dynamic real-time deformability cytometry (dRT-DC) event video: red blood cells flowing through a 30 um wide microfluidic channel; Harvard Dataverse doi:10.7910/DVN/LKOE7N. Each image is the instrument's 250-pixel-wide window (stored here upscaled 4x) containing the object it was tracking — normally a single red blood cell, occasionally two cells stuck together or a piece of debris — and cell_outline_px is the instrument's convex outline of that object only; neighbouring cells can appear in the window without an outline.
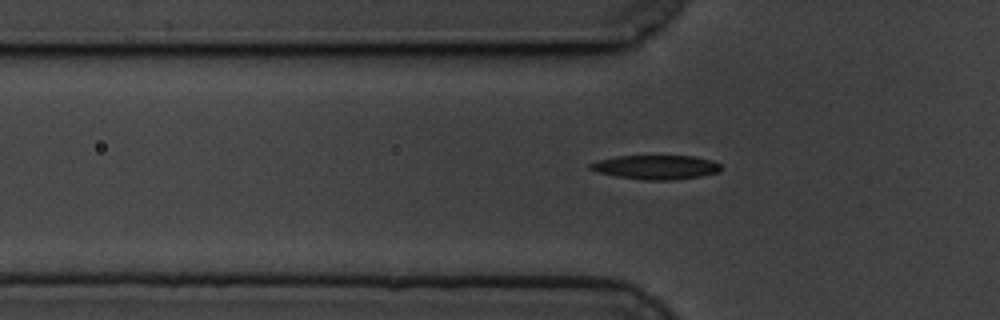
{"species": "common noctule bat (a hibernating species)", "species_latin": "Nyctalus noctula", "temperature_condition": "cold", "stored_images_in_passage": 14, "camera_frame_rate_fps": 3000, "um_per_image_px": 0.085, "animal": {"sex": "male", "body_mass_g": 19.5, "forearm_length_mm": 54.6}, "frame": {"image": 1, "passage_image": 10, "time_ms": 3.0, "image_size_px": [1000, 320], "cell_outline_px": [[720, 172], [700, 176], [676, 180], [644, 180], [616, 176], [596, 172], [588, 168], [588, 164], [596, 160], [616, 156], [692, 156], [712, 160], [720, 164]], "centroid_in_image_um": [55.72, 14.21], "position_along_channel_um": 70.1, "area_um2": 18.55}}
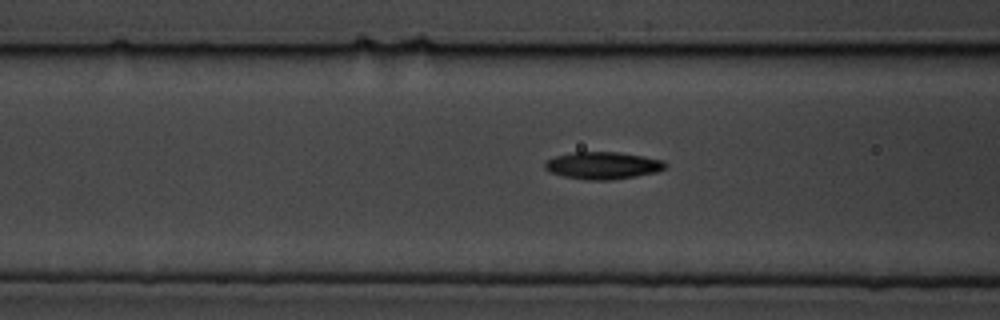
{"frame": {"image": 2, "passage_image": 14, "time_ms": 4.333, "image_size_px": [1000, 320], "cell_outline_px": [[668, 168], [656, 172], [636, 176], [612, 180], [588, 180], [564, 176], [552, 172], [544, 168], [544, 164], [548, 160], [556, 156], [572, 152], [620, 152], [644, 156], [664, 160], [668, 164]], "centroid_in_image_um": [51.31, 14.06], "position_along_channel_um": 115.3, "area_um2": 19.19}}